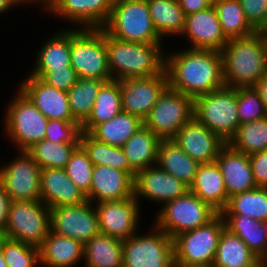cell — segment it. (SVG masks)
Returning a JSON list of instances; mask_svg holds the SVG:
<instances>
[{"instance_id":"1","label":"cell","mask_w":267,"mask_h":267,"mask_svg":"<svg viewBox=\"0 0 267 267\" xmlns=\"http://www.w3.org/2000/svg\"><path fill=\"white\" fill-rule=\"evenodd\" d=\"M165 71L170 89L193 99L225 86L221 52L192 49L165 51Z\"/></svg>"},{"instance_id":"2","label":"cell","mask_w":267,"mask_h":267,"mask_svg":"<svg viewBox=\"0 0 267 267\" xmlns=\"http://www.w3.org/2000/svg\"><path fill=\"white\" fill-rule=\"evenodd\" d=\"M105 45L112 79L150 77L165 70L162 43L126 42L105 32Z\"/></svg>"},{"instance_id":"3","label":"cell","mask_w":267,"mask_h":267,"mask_svg":"<svg viewBox=\"0 0 267 267\" xmlns=\"http://www.w3.org/2000/svg\"><path fill=\"white\" fill-rule=\"evenodd\" d=\"M221 55L225 86H254L267 72V45L257 32L229 40Z\"/></svg>"},{"instance_id":"4","label":"cell","mask_w":267,"mask_h":267,"mask_svg":"<svg viewBox=\"0 0 267 267\" xmlns=\"http://www.w3.org/2000/svg\"><path fill=\"white\" fill-rule=\"evenodd\" d=\"M102 29L126 42L162 43L164 40L153 25L147 0H114L110 16Z\"/></svg>"},{"instance_id":"5","label":"cell","mask_w":267,"mask_h":267,"mask_svg":"<svg viewBox=\"0 0 267 267\" xmlns=\"http://www.w3.org/2000/svg\"><path fill=\"white\" fill-rule=\"evenodd\" d=\"M12 99L5 106L3 132L17 151H27L45 138L48 119L19 88Z\"/></svg>"},{"instance_id":"6","label":"cell","mask_w":267,"mask_h":267,"mask_svg":"<svg viewBox=\"0 0 267 267\" xmlns=\"http://www.w3.org/2000/svg\"><path fill=\"white\" fill-rule=\"evenodd\" d=\"M70 61L78 78L111 80L105 31L102 28H70Z\"/></svg>"},{"instance_id":"7","label":"cell","mask_w":267,"mask_h":267,"mask_svg":"<svg viewBox=\"0 0 267 267\" xmlns=\"http://www.w3.org/2000/svg\"><path fill=\"white\" fill-rule=\"evenodd\" d=\"M194 117L226 144L240 126L237 88L223 86L194 99Z\"/></svg>"},{"instance_id":"8","label":"cell","mask_w":267,"mask_h":267,"mask_svg":"<svg viewBox=\"0 0 267 267\" xmlns=\"http://www.w3.org/2000/svg\"><path fill=\"white\" fill-rule=\"evenodd\" d=\"M160 208L156 212V222H153V225L172 239L183 232L207 224L218 214L209 204L189 190Z\"/></svg>"},{"instance_id":"9","label":"cell","mask_w":267,"mask_h":267,"mask_svg":"<svg viewBox=\"0 0 267 267\" xmlns=\"http://www.w3.org/2000/svg\"><path fill=\"white\" fill-rule=\"evenodd\" d=\"M225 222L218 213L207 224L173 238L174 261L212 267Z\"/></svg>"},{"instance_id":"10","label":"cell","mask_w":267,"mask_h":267,"mask_svg":"<svg viewBox=\"0 0 267 267\" xmlns=\"http://www.w3.org/2000/svg\"><path fill=\"white\" fill-rule=\"evenodd\" d=\"M122 248L123 267H172L174 263L173 239L155 225L149 233L123 240Z\"/></svg>"},{"instance_id":"11","label":"cell","mask_w":267,"mask_h":267,"mask_svg":"<svg viewBox=\"0 0 267 267\" xmlns=\"http://www.w3.org/2000/svg\"><path fill=\"white\" fill-rule=\"evenodd\" d=\"M50 230V208L41 200L11 202L7 238L39 248Z\"/></svg>"},{"instance_id":"12","label":"cell","mask_w":267,"mask_h":267,"mask_svg":"<svg viewBox=\"0 0 267 267\" xmlns=\"http://www.w3.org/2000/svg\"><path fill=\"white\" fill-rule=\"evenodd\" d=\"M193 112L194 99L168 87L143 122L161 139H172L194 116Z\"/></svg>"},{"instance_id":"13","label":"cell","mask_w":267,"mask_h":267,"mask_svg":"<svg viewBox=\"0 0 267 267\" xmlns=\"http://www.w3.org/2000/svg\"><path fill=\"white\" fill-rule=\"evenodd\" d=\"M18 156L0 166V183L12 201L41 200V168L26 150H18Z\"/></svg>"},{"instance_id":"14","label":"cell","mask_w":267,"mask_h":267,"mask_svg":"<svg viewBox=\"0 0 267 267\" xmlns=\"http://www.w3.org/2000/svg\"><path fill=\"white\" fill-rule=\"evenodd\" d=\"M94 204L101 233L122 241L138 233L141 205L134 196L119 201H102Z\"/></svg>"},{"instance_id":"15","label":"cell","mask_w":267,"mask_h":267,"mask_svg":"<svg viewBox=\"0 0 267 267\" xmlns=\"http://www.w3.org/2000/svg\"><path fill=\"white\" fill-rule=\"evenodd\" d=\"M50 223L51 231L83 245L100 232L95 206L88 200L78 205L51 208Z\"/></svg>"},{"instance_id":"16","label":"cell","mask_w":267,"mask_h":267,"mask_svg":"<svg viewBox=\"0 0 267 267\" xmlns=\"http://www.w3.org/2000/svg\"><path fill=\"white\" fill-rule=\"evenodd\" d=\"M167 73L120 80L122 110L144 121L168 88Z\"/></svg>"},{"instance_id":"17","label":"cell","mask_w":267,"mask_h":267,"mask_svg":"<svg viewBox=\"0 0 267 267\" xmlns=\"http://www.w3.org/2000/svg\"><path fill=\"white\" fill-rule=\"evenodd\" d=\"M188 190L187 185L158 165L138 171L134 179V197L139 204L143 201L142 198L164 205L184 195Z\"/></svg>"},{"instance_id":"18","label":"cell","mask_w":267,"mask_h":267,"mask_svg":"<svg viewBox=\"0 0 267 267\" xmlns=\"http://www.w3.org/2000/svg\"><path fill=\"white\" fill-rule=\"evenodd\" d=\"M172 139L199 164L214 162L220 149L226 144L194 116Z\"/></svg>"},{"instance_id":"19","label":"cell","mask_w":267,"mask_h":267,"mask_svg":"<svg viewBox=\"0 0 267 267\" xmlns=\"http://www.w3.org/2000/svg\"><path fill=\"white\" fill-rule=\"evenodd\" d=\"M113 2L114 0H59L46 15L63 18L73 25L72 28H103L110 16Z\"/></svg>"},{"instance_id":"20","label":"cell","mask_w":267,"mask_h":267,"mask_svg":"<svg viewBox=\"0 0 267 267\" xmlns=\"http://www.w3.org/2000/svg\"><path fill=\"white\" fill-rule=\"evenodd\" d=\"M27 75L20 85L18 84V88L47 119L75 121L67 92L48 85L41 78Z\"/></svg>"},{"instance_id":"21","label":"cell","mask_w":267,"mask_h":267,"mask_svg":"<svg viewBox=\"0 0 267 267\" xmlns=\"http://www.w3.org/2000/svg\"><path fill=\"white\" fill-rule=\"evenodd\" d=\"M182 36L188 38L187 42L189 41L192 49L221 52L228 42L213 6L186 16L180 39Z\"/></svg>"},{"instance_id":"22","label":"cell","mask_w":267,"mask_h":267,"mask_svg":"<svg viewBox=\"0 0 267 267\" xmlns=\"http://www.w3.org/2000/svg\"><path fill=\"white\" fill-rule=\"evenodd\" d=\"M134 196V179L126 172L109 166H94L90 191L91 203L119 201Z\"/></svg>"},{"instance_id":"23","label":"cell","mask_w":267,"mask_h":267,"mask_svg":"<svg viewBox=\"0 0 267 267\" xmlns=\"http://www.w3.org/2000/svg\"><path fill=\"white\" fill-rule=\"evenodd\" d=\"M41 201L48 208L78 205L87 201L63 168H43L40 173Z\"/></svg>"},{"instance_id":"24","label":"cell","mask_w":267,"mask_h":267,"mask_svg":"<svg viewBox=\"0 0 267 267\" xmlns=\"http://www.w3.org/2000/svg\"><path fill=\"white\" fill-rule=\"evenodd\" d=\"M223 175L228 197L257 188L249 155L225 144L215 160Z\"/></svg>"},{"instance_id":"25","label":"cell","mask_w":267,"mask_h":267,"mask_svg":"<svg viewBox=\"0 0 267 267\" xmlns=\"http://www.w3.org/2000/svg\"><path fill=\"white\" fill-rule=\"evenodd\" d=\"M61 30V31H60ZM52 33L47 41H43L40 50L38 49L35 56L33 70L28 72L30 75L42 78L51 70L64 69L72 67L70 61V29Z\"/></svg>"},{"instance_id":"26","label":"cell","mask_w":267,"mask_h":267,"mask_svg":"<svg viewBox=\"0 0 267 267\" xmlns=\"http://www.w3.org/2000/svg\"><path fill=\"white\" fill-rule=\"evenodd\" d=\"M189 191L218 213L226 208L229 201L223 175L215 161L199 164Z\"/></svg>"},{"instance_id":"27","label":"cell","mask_w":267,"mask_h":267,"mask_svg":"<svg viewBox=\"0 0 267 267\" xmlns=\"http://www.w3.org/2000/svg\"><path fill=\"white\" fill-rule=\"evenodd\" d=\"M84 245L50 230L39 247L40 265L43 267H75L83 260Z\"/></svg>"},{"instance_id":"28","label":"cell","mask_w":267,"mask_h":267,"mask_svg":"<svg viewBox=\"0 0 267 267\" xmlns=\"http://www.w3.org/2000/svg\"><path fill=\"white\" fill-rule=\"evenodd\" d=\"M225 228L239 236L259 258L267 260V226L243 214H221Z\"/></svg>"},{"instance_id":"29","label":"cell","mask_w":267,"mask_h":267,"mask_svg":"<svg viewBox=\"0 0 267 267\" xmlns=\"http://www.w3.org/2000/svg\"><path fill=\"white\" fill-rule=\"evenodd\" d=\"M157 165L190 187L199 163L186 154L173 139H162Z\"/></svg>"},{"instance_id":"30","label":"cell","mask_w":267,"mask_h":267,"mask_svg":"<svg viewBox=\"0 0 267 267\" xmlns=\"http://www.w3.org/2000/svg\"><path fill=\"white\" fill-rule=\"evenodd\" d=\"M84 267H123L122 240L99 232L84 244Z\"/></svg>"},{"instance_id":"31","label":"cell","mask_w":267,"mask_h":267,"mask_svg":"<svg viewBox=\"0 0 267 267\" xmlns=\"http://www.w3.org/2000/svg\"><path fill=\"white\" fill-rule=\"evenodd\" d=\"M161 138L145 126L135 132L122 146L131 167L136 171L157 165Z\"/></svg>"},{"instance_id":"32","label":"cell","mask_w":267,"mask_h":267,"mask_svg":"<svg viewBox=\"0 0 267 267\" xmlns=\"http://www.w3.org/2000/svg\"><path fill=\"white\" fill-rule=\"evenodd\" d=\"M122 111L120 80L106 81L96 96L91 114L81 125L82 132L89 133L96 125L114 118Z\"/></svg>"},{"instance_id":"33","label":"cell","mask_w":267,"mask_h":267,"mask_svg":"<svg viewBox=\"0 0 267 267\" xmlns=\"http://www.w3.org/2000/svg\"><path fill=\"white\" fill-rule=\"evenodd\" d=\"M143 126L140 118L122 111L114 118L96 125L88 134L99 142L122 147Z\"/></svg>"},{"instance_id":"34","label":"cell","mask_w":267,"mask_h":267,"mask_svg":"<svg viewBox=\"0 0 267 267\" xmlns=\"http://www.w3.org/2000/svg\"><path fill=\"white\" fill-rule=\"evenodd\" d=\"M258 261L239 236L223 229L212 267H253Z\"/></svg>"},{"instance_id":"35","label":"cell","mask_w":267,"mask_h":267,"mask_svg":"<svg viewBox=\"0 0 267 267\" xmlns=\"http://www.w3.org/2000/svg\"><path fill=\"white\" fill-rule=\"evenodd\" d=\"M150 17L159 36H179L183 33L186 16L178 0H147Z\"/></svg>"},{"instance_id":"36","label":"cell","mask_w":267,"mask_h":267,"mask_svg":"<svg viewBox=\"0 0 267 267\" xmlns=\"http://www.w3.org/2000/svg\"><path fill=\"white\" fill-rule=\"evenodd\" d=\"M87 153L93 166H109L128 173L135 179L137 172L131 167L122 147L99 142L82 132L79 144Z\"/></svg>"},{"instance_id":"37","label":"cell","mask_w":267,"mask_h":267,"mask_svg":"<svg viewBox=\"0 0 267 267\" xmlns=\"http://www.w3.org/2000/svg\"><path fill=\"white\" fill-rule=\"evenodd\" d=\"M213 7L216 10L222 32L228 41L256 32L247 21L239 0H214Z\"/></svg>"},{"instance_id":"38","label":"cell","mask_w":267,"mask_h":267,"mask_svg":"<svg viewBox=\"0 0 267 267\" xmlns=\"http://www.w3.org/2000/svg\"><path fill=\"white\" fill-rule=\"evenodd\" d=\"M105 82L94 78H78L77 82L68 90V101L73 118L80 125L91 114L96 96Z\"/></svg>"},{"instance_id":"39","label":"cell","mask_w":267,"mask_h":267,"mask_svg":"<svg viewBox=\"0 0 267 267\" xmlns=\"http://www.w3.org/2000/svg\"><path fill=\"white\" fill-rule=\"evenodd\" d=\"M220 214H243L266 223L267 187H257L232 195L229 197L226 208Z\"/></svg>"},{"instance_id":"40","label":"cell","mask_w":267,"mask_h":267,"mask_svg":"<svg viewBox=\"0 0 267 267\" xmlns=\"http://www.w3.org/2000/svg\"><path fill=\"white\" fill-rule=\"evenodd\" d=\"M227 144L247 155L267 150V116L241 124Z\"/></svg>"},{"instance_id":"41","label":"cell","mask_w":267,"mask_h":267,"mask_svg":"<svg viewBox=\"0 0 267 267\" xmlns=\"http://www.w3.org/2000/svg\"><path fill=\"white\" fill-rule=\"evenodd\" d=\"M79 144L52 143L46 139L35 143L27 151L34 161L43 168H65L71 154Z\"/></svg>"},{"instance_id":"42","label":"cell","mask_w":267,"mask_h":267,"mask_svg":"<svg viewBox=\"0 0 267 267\" xmlns=\"http://www.w3.org/2000/svg\"><path fill=\"white\" fill-rule=\"evenodd\" d=\"M7 267H38L39 248L7 238L1 248Z\"/></svg>"},{"instance_id":"43","label":"cell","mask_w":267,"mask_h":267,"mask_svg":"<svg viewBox=\"0 0 267 267\" xmlns=\"http://www.w3.org/2000/svg\"><path fill=\"white\" fill-rule=\"evenodd\" d=\"M93 168L87 153L79 145L71 154L64 169L76 186L87 194L92 183Z\"/></svg>"},{"instance_id":"44","label":"cell","mask_w":267,"mask_h":267,"mask_svg":"<svg viewBox=\"0 0 267 267\" xmlns=\"http://www.w3.org/2000/svg\"><path fill=\"white\" fill-rule=\"evenodd\" d=\"M237 112L240 125L267 116L264 104L254 86L237 87Z\"/></svg>"},{"instance_id":"45","label":"cell","mask_w":267,"mask_h":267,"mask_svg":"<svg viewBox=\"0 0 267 267\" xmlns=\"http://www.w3.org/2000/svg\"><path fill=\"white\" fill-rule=\"evenodd\" d=\"M81 133V125L76 121L48 119L44 139L55 144H80Z\"/></svg>"},{"instance_id":"46","label":"cell","mask_w":267,"mask_h":267,"mask_svg":"<svg viewBox=\"0 0 267 267\" xmlns=\"http://www.w3.org/2000/svg\"><path fill=\"white\" fill-rule=\"evenodd\" d=\"M41 79L52 87L68 92L77 82L78 77L73 67H65L64 69L47 72Z\"/></svg>"},{"instance_id":"47","label":"cell","mask_w":267,"mask_h":267,"mask_svg":"<svg viewBox=\"0 0 267 267\" xmlns=\"http://www.w3.org/2000/svg\"><path fill=\"white\" fill-rule=\"evenodd\" d=\"M245 17L250 25L257 30L267 15V0H239Z\"/></svg>"},{"instance_id":"48","label":"cell","mask_w":267,"mask_h":267,"mask_svg":"<svg viewBox=\"0 0 267 267\" xmlns=\"http://www.w3.org/2000/svg\"><path fill=\"white\" fill-rule=\"evenodd\" d=\"M257 187H267V150L249 155Z\"/></svg>"},{"instance_id":"49","label":"cell","mask_w":267,"mask_h":267,"mask_svg":"<svg viewBox=\"0 0 267 267\" xmlns=\"http://www.w3.org/2000/svg\"><path fill=\"white\" fill-rule=\"evenodd\" d=\"M185 16L212 7L214 0H178Z\"/></svg>"},{"instance_id":"50","label":"cell","mask_w":267,"mask_h":267,"mask_svg":"<svg viewBox=\"0 0 267 267\" xmlns=\"http://www.w3.org/2000/svg\"><path fill=\"white\" fill-rule=\"evenodd\" d=\"M12 200L8 193L4 190V187L0 183V228L6 230L8 222V213Z\"/></svg>"},{"instance_id":"51","label":"cell","mask_w":267,"mask_h":267,"mask_svg":"<svg viewBox=\"0 0 267 267\" xmlns=\"http://www.w3.org/2000/svg\"><path fill=\"white\" fill-rule=\"evenodd\" d=\"M254 88L258 91L267 113V72L258 80Z\"/></svg>"},{"instance_id":"52","label":"cell","mask_w":267,"mask_h":267,"mask_svg":"<svg viewBox=\"0 0 267 267\" xmlns=\"http://www.w3.org/2000/svg\"><path fill=\"white\" fill-rule=\"evenodd\" d=\"M58 1L59 0H38V5H41L44 13H48L57 4Z\"/></svg>"},{"instance_id":"53","label":"cell","mask_w":267,"mask_h":267,"mask_svg":"<svg viewBox=\"0 0 267 267\" xmlns=\"http://www.w3.org/2000/svg\"><path fill=\"white\" fill-rule=\"evenodd\" d=\"M16 7L12 0H0V15L8 13L9 9Z\"/></svg>"},{"instance_id":"54","label":"cell","mask_w":267,"mask_h":267,"mask_svg":"<svg viewBox=\"0 0 267 267\" xmlns=\"http://www.w3.org/2000/svg\"><path fill=\"white\" fill-rule=\"evenodd\" d=\"M12 2L16 7H24L25 5L28 6V4H30V6L31 4L34 6V4L38 3V0H12Z\"/></svg>"},{"instance_id":"55","label":"cell","mask_w":267,"mask_h":267,"mask_svg":"<svg viewBox=\"0 0 267 267\" xmlns=\"http://www.w3.org/2000/svg\"><path fill=\"white\" fill-rule=\"evenodd\" d=\"M256 32L261 37H267V15H266L264 22L260 25V27L256 30Z\"/></svg>"},{"instance_id":"56","label":"cell","mask_w":267,"mask_h":267,"mask_svg":"<svg viewBox=\"0 0 267 267\" xmlns=\"http://www.w3.org/2000/svg\"><path fill=\"white\" fill-rule=\"evenodd\" d=\"M7 239L6 230L0 228V250L3 246L4 241Z\"/></svg>"},{"instance_id":"57","label":"cell","mask_w":267,"mask_h":267,"mask_svg":"<svg viewBox=\"0 0 267 267\" xmlns=\"http://www.w3.org/2000/svg\"><path fill=\"white\" fill-rule=\"evenodd\" d=\"M172 267H208V266H202V265H187V264L177 263V262L174 261Z\"/></svg>"},{"instance_id":"58","label":"cell","mask_w":267,"mask_h":267,"mask_svg":"<svg viewBox=\"0 0 267 267\" xmlns=\"http://www.w3.org/2000/svg\"><path fill=\"white\" fill-rule=\"evenodd\" d=\"M253 267H267V260H260Z\"/></svg>"},{"instance_id":"59","label":"cell","mask_w":267,"mask_h":267,"mask_svg":"<svg viewBox=\"0 0 267 267\" xmlns=\"http://www.w3.org/2000/svg\"><path fill=\"white\" fill-rule=\"evenodd\" d=\"M0 267H7V264L5 263L3 255L1 253V250H0Z\"/></svg>"},{"instance_id":"60","label":"cell","mask_w":267,"mask_h":267,"mask_svg":"<svg viewBox=\"0 0 267 267\" xmlns=\"http://www.w3.org/2000/svg\"><path fill=\"white\" fill-rule=\"evenodd\" d=\"M265 41H266V45H267V37H262Z\"/></svg>"}]
</instances>
